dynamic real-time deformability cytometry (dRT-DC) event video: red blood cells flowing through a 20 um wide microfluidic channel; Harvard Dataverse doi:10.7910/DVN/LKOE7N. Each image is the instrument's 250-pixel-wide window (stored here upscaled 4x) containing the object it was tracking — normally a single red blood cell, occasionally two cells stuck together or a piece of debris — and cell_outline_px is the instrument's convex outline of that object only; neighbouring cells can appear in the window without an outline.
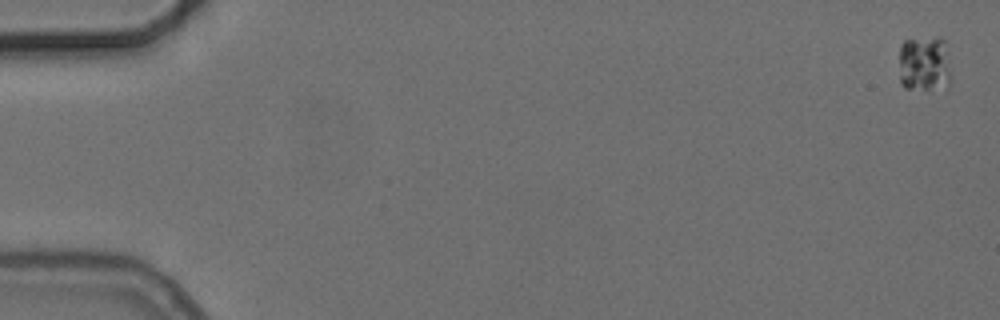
{"species": "common noctule bat (a hibernating species)", "species_latin": "Nyctalus noctula", "temperature_condition": "cold", "stored_images_in_passage": 7, "camera_frame_rate_fps": 3000, "um_per_image_px": 0.085, "animal": {"sex": "female", "body_mass_g": 24.6, "forearm_length_mm": 56.2}, "frame": {"image": 1, "passage_image": 1, "time_ms": 0.0, "image_size_px": [1000, 320], "cell_outline_px": [[952, 76], [948, 88], [904, 88], [900, 84], [900, 44], [904, 40], [940, 36], [944, 40]], "centroid_in_image_um": [78.59, 5.41], "position_along_channel_um": 6.4, "area_um2": 17.28}}
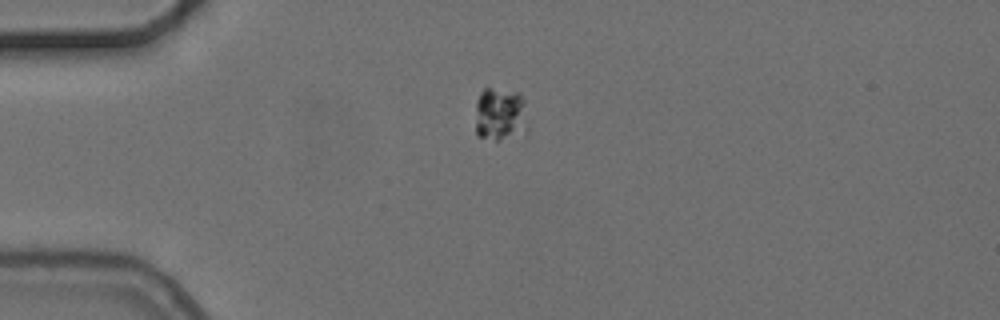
{"frame": {"image": 2, "passage_image": 5, "time_ms": 4.667, "image_size_px": [1000, 320], "cell_outline_px": [[528, 132], [524, 136], [500, 140], [496, 140], [476, 136], [476, 100], [480, 92], [484, 88], [488, 88], [520, 92], [524, 100], [528, 128]], "centroid_in_image_um": [42.55, 9.75], "position_along_channel_um": 42.4, "area_um2": 16.99}}
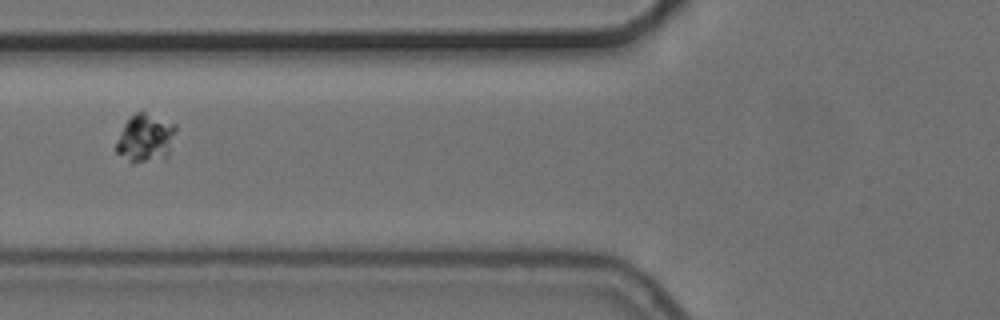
{"frame": {"image": 3, "passage_image": 7, "time_ms": 7.333, "image_size_px": [1000, 320], "cell_outline_px": [[176, 128], [168, 156], [164, 160], [132, 164], [116, 152], [116, 144], [124, 124], [136, 112], [144, 112], [176, 124]], "centroid_in_image_um": [12.37, 11.79], "position_along_channel_um": 113.4, "area_um2": 16.76}}